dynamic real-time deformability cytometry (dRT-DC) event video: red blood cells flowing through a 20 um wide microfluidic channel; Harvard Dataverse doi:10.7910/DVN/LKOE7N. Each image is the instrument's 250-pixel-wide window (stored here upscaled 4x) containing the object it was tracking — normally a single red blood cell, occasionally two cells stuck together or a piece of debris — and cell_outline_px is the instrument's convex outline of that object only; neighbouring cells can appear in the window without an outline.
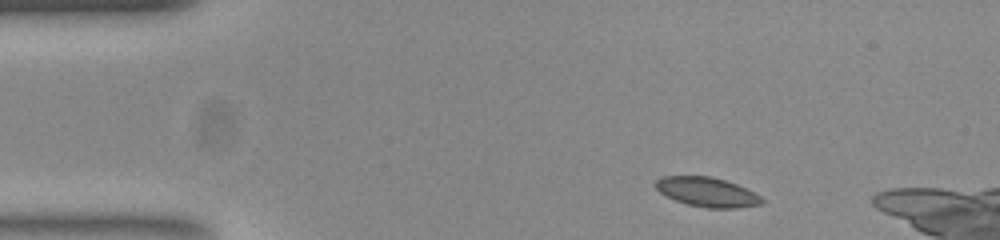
{"species": "common noctule bat (a hibernating species)", "species_latin": "Nyctalus noctula", "temperature_condition": "room temperature", "stored_images_in_passage": 23, "camera_frame_rate_fps": 3000, "um_per_image_px": 0.085, "animal": {"sex": "female", "body_mass_g": 23.0, "forearm_length_mm": 53.4}, "frame": {"image": 1, "passage_image": 1, "time_ms": 0.0, "image_size_px": [1000, 240], "cell_outline_px": [[764, 204], [736, 208], [708, 208], [688, 204], [676, 200], [660, 192], [652, 184], [660, 176], [712, 176], [736, 184], [760, 196], [764, 200]], "centroid_in_image_um": [60.08, 16.32], "position_along_channel_um": 24.9, "area_um2": 18.15}}
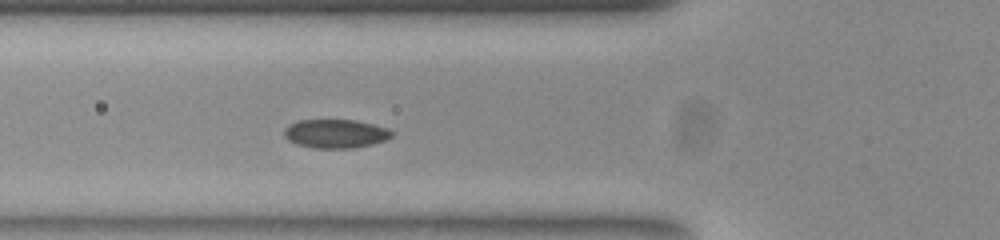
{"frame": {"image": 2, "passage_image": 12, "time_ms": 3.667, "image_size_px": [1000, 240], "cell_outline_px": [[392, 136], [384, 140], [372, 144], [352, 148], [312, 148], [296, 144], [288, 140], [284, 136], [284, 128], [288, 124], [300, 120], [356, 120], [388, 128], [392, 132]], "centroid_in_image_um": [28.48, 11.36], "position_along_channel_um": 97.3, "area_um2": 18.03}}
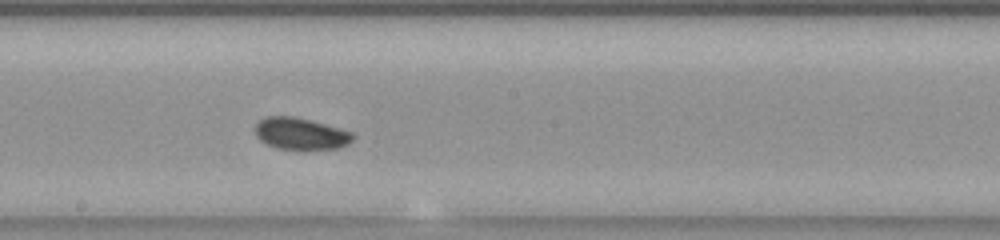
{"frame": {"image": 3, "passage_image": 22, "time_ms": 7.0, "image_size_px": [1000, 240], "cell_outline_px": [[352, 140], [348, 144], [340, 148], [308, 152], [296, 152], [276, 148], [260, 140], [256, 136], [256, 124], [264, 116], [292, 116], [312, 120], [352, 132]], "centroid_in_image_um": [25.56, 11.42], "position_along_channel_um": 222.6, "area_um2": 18.84}}